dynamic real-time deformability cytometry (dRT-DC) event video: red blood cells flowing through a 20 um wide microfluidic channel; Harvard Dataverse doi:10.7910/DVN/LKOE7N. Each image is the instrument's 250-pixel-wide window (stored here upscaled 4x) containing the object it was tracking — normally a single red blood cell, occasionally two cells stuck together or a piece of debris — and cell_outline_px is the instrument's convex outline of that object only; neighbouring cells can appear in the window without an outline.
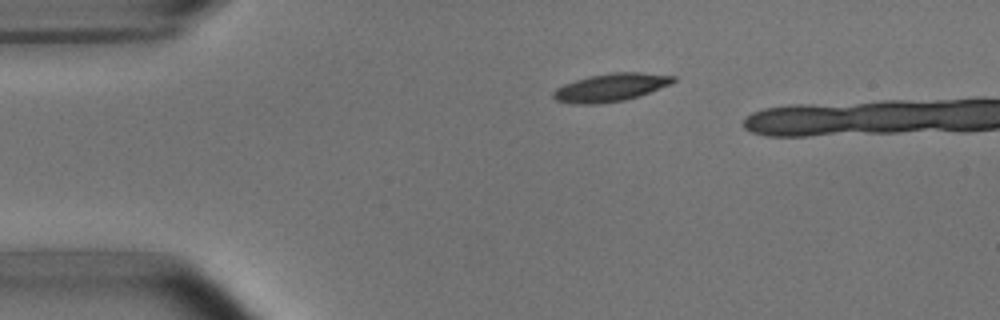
{"species": "common noctule bat (a hibernating species)", "species_latin": "Nyctalus noctula", "temperature_condition": "room temperature", "stored_images_in_passage": 2, "camera_frame_rate_fps": 3000, "um_per_image_px": 0.085, "animal": {"sex": "male", "body_mass_g": 15.6}, "frame": {"image": 1, "passage_image": 1, "time_ms": 0.0, "image_size_px": [1000, 320], "cell_outline_px": [[676, 80], [672, 84], [640, 96], [624, 100], [596, 104], [576, 104], [556, 100], [552, 96], [552, 92], [556, 88], [564, 84], [588, 76], [612, 72], [640, 72], [676, 76]], "centroid_in_image_um": [51.94, 7.43], "position_along_channel_um": 33.1, "area_um2": 19.65}}